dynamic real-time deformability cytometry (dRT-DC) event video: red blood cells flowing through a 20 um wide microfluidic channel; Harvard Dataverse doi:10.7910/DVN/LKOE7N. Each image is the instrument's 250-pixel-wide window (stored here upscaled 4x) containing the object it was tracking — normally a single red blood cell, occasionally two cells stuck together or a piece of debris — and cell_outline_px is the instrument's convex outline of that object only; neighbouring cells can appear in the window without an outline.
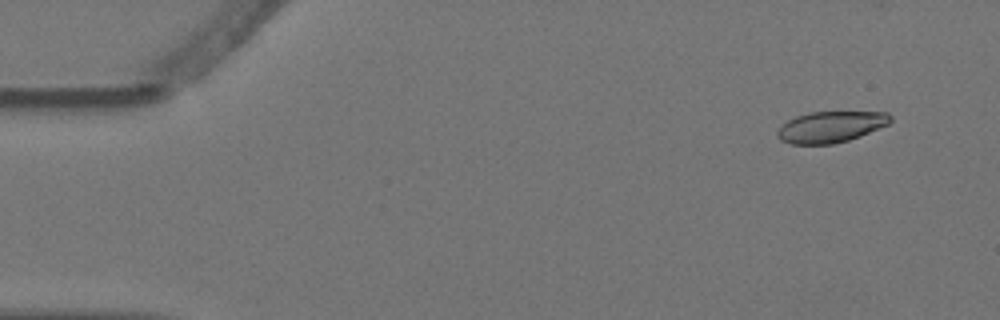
{"species": "Egyptian fruit bat (a non-hibernating species)", "species_latin": "Rousettus aegyptiacus", "temperature_condition": "warm", "stored_images_in_passage": 6, "camera_frame_rate_fps": 3000, "um_per_image_px": 0.085, "animal": {"sex": "female"}, "frame": {"image": 1, "passage_image": 1, "time_ms": 0.0, "image_size_px": [1000, 320], "cell_outline_px": [[892, 120], [888, 124], [860, 136], [848, 140], [832, 144], [792, 144], [780, 140], [776, 136], [776, 132], [788, 120], [796, 116], [808, 112], [888, 112], [892, 116]], "centroid_in_image_um": [70.61, 10.78], "position_along_channel_um": 14.4, "area_um2": 20.46}}
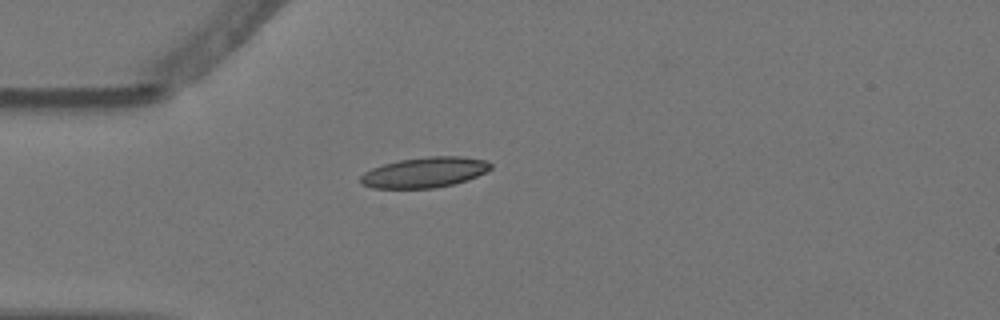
{"frame": {"image": 2, "passage_image": 4, "time_ms": 1.0, "image_size_px": [1000, 320], "cell_outline_px": [[492, 168], [468, 180], [452, 184], [432, 188], [372, 188], [360, 184], [360, 176], [364, 172], [372, 168], [384, 164], [400, 160], [428, 156], [460, 156], [488, 160], [492, 164]], "centroid_in_image_um": [36.09, 14.65], "position_along_channel_um": 48.9, "area_um2": 23.06}}